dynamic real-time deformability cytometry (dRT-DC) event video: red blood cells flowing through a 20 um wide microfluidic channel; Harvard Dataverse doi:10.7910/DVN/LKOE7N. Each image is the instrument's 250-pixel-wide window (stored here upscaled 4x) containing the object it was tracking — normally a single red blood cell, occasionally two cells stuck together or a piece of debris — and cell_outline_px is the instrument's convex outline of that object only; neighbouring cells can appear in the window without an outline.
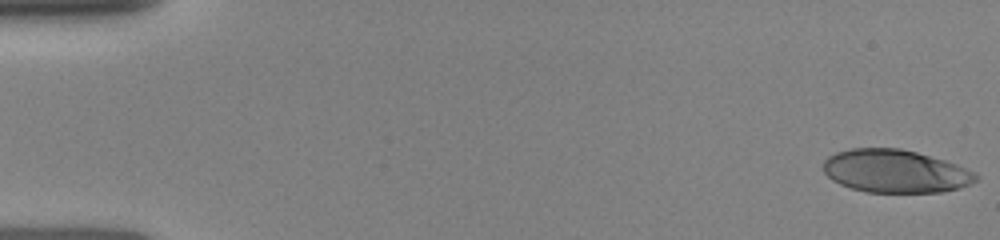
{"species": "human", "species_latin": "Homo sapiens", "temperature_condition": "room temperature", "stored_images_in_passage": 19, "camera_frame_rate_fps": 3000, "um_per_image_px": 0.085, "donor": {"sex": "female"}, "frame": {"image": 1, "passage_image": 1, "time_ms": 0.0, "image_size_px": [1000, 240], "cell_outline_px": [[980, 176], [976, 180], [960, 188], [944, 192], [864, 192], [840, 184], [832, 180], [824, 172], [824, 160], [828, 156], [836, 152], [852, 148], [900, 148], [916, 152], [944, 160], [956, 164]], "centroid_in_image_um": [76.08, 14.55], "position_along_channel_um": 8.9, "area_um2": 38.09}}
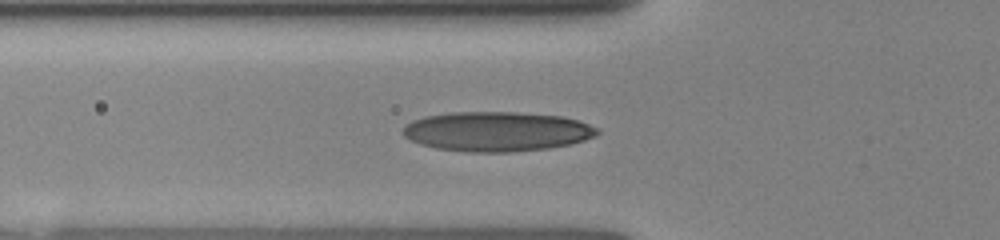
{"frame": {"image": 2, "passage_image": 14, "time_ms": 5.333, "image_size_px": [1000, 240], "cell_outline_px": [[600, 132], [596, 136], [572, 144], [548, 148], [512, 152], [464, 152], [436, 148], [420, 144], [404, 136], [400, 132], [404, 124], [412, 120], [424, 116], [452, 112], [516, 112], [560, 116], [580, 120], [600, 128]], "centroid_in_image_um": [42.23, 11.17], "position_along_channel_um": 83.6, "area_um2": 45.43}}
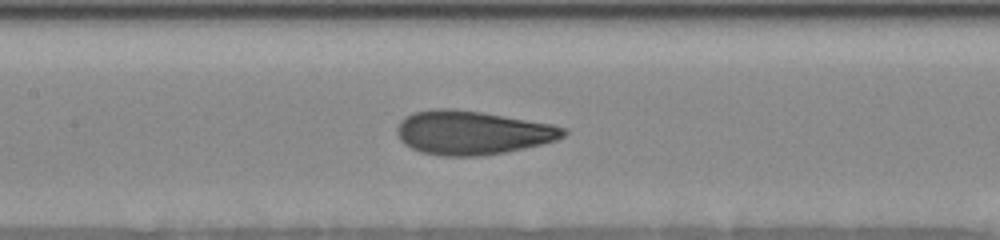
{"frame": {"image": 3, "passage_image": 19, "time_ms": 7.333, "image_size_px": [1000, 240], "cell_outline_px": [[568, 132], [564, 136], [556, 140], [544, 144], [504, 152], [480, 156], [440, 156], [420, 152], [404, 144], [400, 140], [396, 132], [396, 128], [400, 120], [412, 112], [432, 108], [452, 108], [480, 112], [552, 124], [568, 128]], "centroid_in_image_um": [40.12, 11.27], "position_along_channel_um": 167.3, "area_um2": 42.77}}